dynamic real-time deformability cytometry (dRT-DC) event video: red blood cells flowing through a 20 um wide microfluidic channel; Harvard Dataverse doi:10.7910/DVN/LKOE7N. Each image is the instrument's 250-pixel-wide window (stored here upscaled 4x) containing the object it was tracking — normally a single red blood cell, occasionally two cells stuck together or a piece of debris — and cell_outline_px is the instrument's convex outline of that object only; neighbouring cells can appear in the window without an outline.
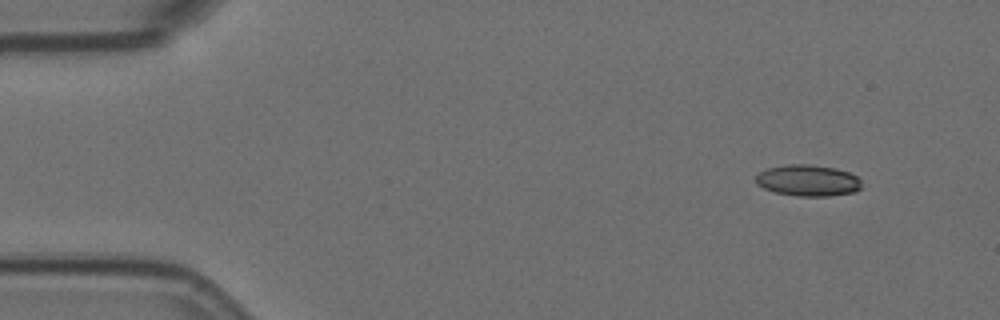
{"species": "Egyptian fruit bat (a non-hibernating species)", "species_latin": "Rousettus aegyptiacus", "temperature_condition": "room temperature", "stored_images_in_passage": 14, "camera_frame_rate_fps": 3000, "um_per_image_px": 0.085, "animal": {"sex": "female"}, "frame": {"image": 1, "passage_image": 1, "time_ms": 0.0, "image_size_px": [1000, 320], "cell_outline_px": [[860, 188], [856, 192], [828, 196], [796, 196], [776, 192], [764, 188], [756, 184], [756, 176], [760, 172], [768, 168], [788, 164], [808, 164], [836, 168], [848, 172], [856, 176], [860, 180]], "centroid_in_image_um": [68.68, 15.34], "position_along_channel_um": 16.3, "area_um2": 19.25}}
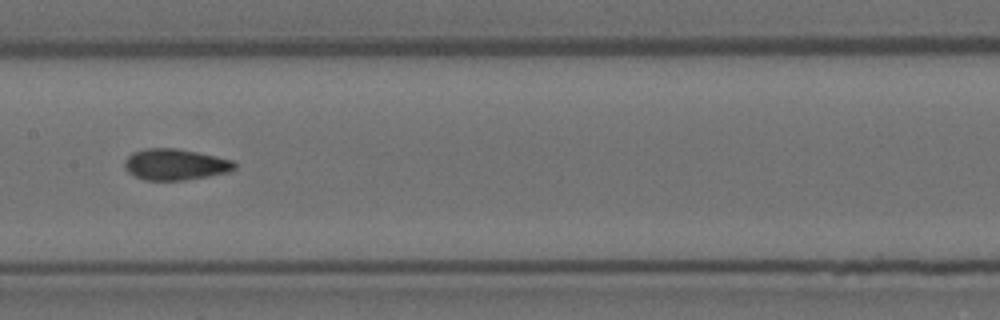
{"frame": {"image": 2, "passage_image": 7, "time_ms": 2.0, "image_size_px": [1000, 320], "cell_outline_px": [[236, 168], [228, 172], [208, 176], [184, 180], [144, 180], [128, 172], [124, 168], [124, 160], [132, 152], [144, 148], [176, 148], [216, 156], [232, 160], [236, 164]], "centroid_in_image_um": [14.87, 13.97], "position_along_channel_um": 192.5, "area_um2": 20.0}}
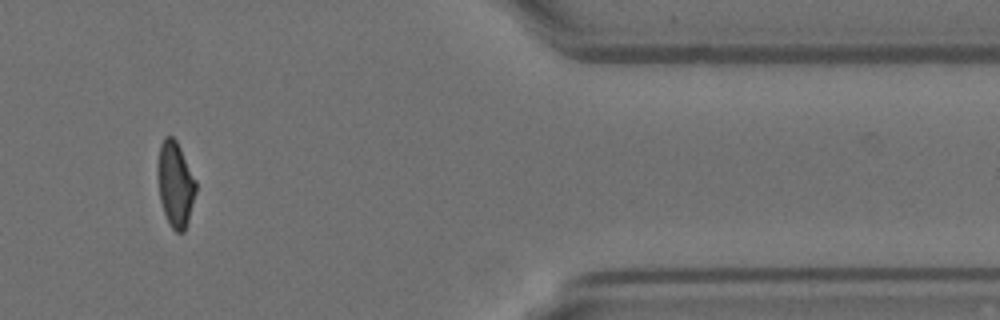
{"frame": {"image": 3, "passage_image": 12, "time_ms": 3.667, "image_size_px": [1000, 320], "cell_outline_px": [[196, 192], [188, 220], [184, 232], [176, 232], [172, 228], [164, 212], [160, 200], [156, 172], [156, 164], [160, 144], [164, 136], [172, 136], [176, 140], [196, 180]], "centroid_in_image_um": [14.88, 15.62], "position_along_channel_um": 396.5, "area_um2": 19.07}}